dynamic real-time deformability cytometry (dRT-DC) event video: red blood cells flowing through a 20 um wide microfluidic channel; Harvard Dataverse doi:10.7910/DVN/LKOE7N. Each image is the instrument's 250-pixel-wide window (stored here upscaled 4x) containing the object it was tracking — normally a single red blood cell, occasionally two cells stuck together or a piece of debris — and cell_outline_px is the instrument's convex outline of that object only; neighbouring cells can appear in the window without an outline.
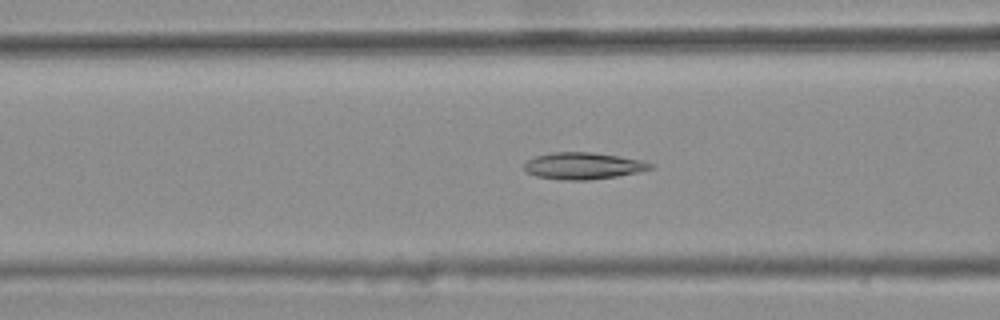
{"species": "common noctule bat (a hibernating species)", "species_latin": "Nyctalus noctula", "temperature_condition": "warm", "stored_images_in_passage": 41, "camera_frame_rate_fps": 3000, "um_per_image_px": 0.085, "animal": {"sex": "female", "body_mass_g": 25.1}, "frame": {"image": 1, "passage_image": 15, "time_ms": 4.667, "image_size_px": [1000, 320], "cell_outline_px": [[656, 168], [616, 176], [588, 180], [560, 180], [536, 176], [524, 172], [524, 164], [528, 160], [536, 156], [552, 152], [592, 152], [620, 156], [640, 160], [656, 164]], "centroid_in_image_um": [49.57, 14.1], "position_along_channel_um": 117.0, "area_um2": 19.83}}
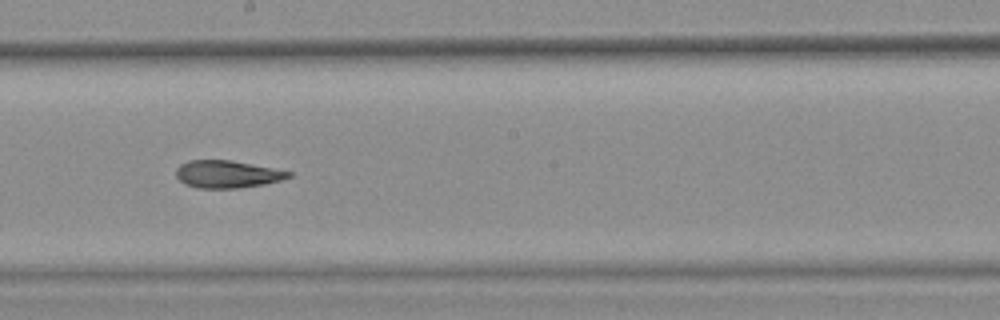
{"frame": {"image": 2, "passage_image": 24, "time_ms": 7.667, "image_size_px": [1000, 320], "cell_outline_px": [[292, 176], [280, 180], [264, 184], [236, 188], [196, 188], [184, 184], [176, 176], [176, 168], [180, 164], [188, 160], [232, 160], [292, 172]], "centroid_in_image_um": [19.27, 14.8], "position_along_channel_um": 228.9, "area_um2": 17.98}}
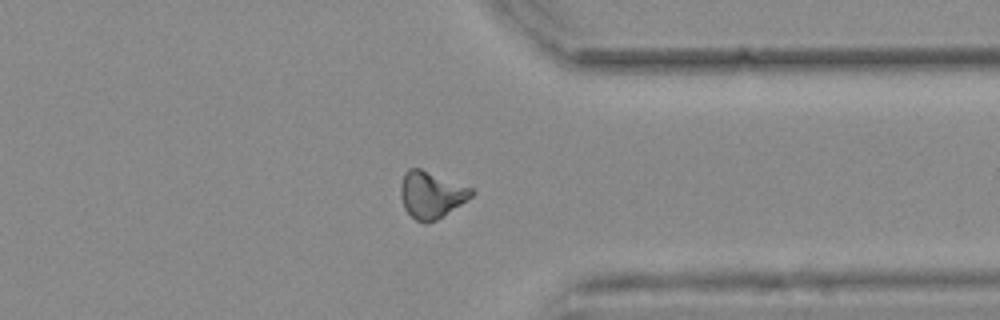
{"frame": {"image": 3, "passage_image": 36, "time_ms": 11.667, "image_size_px": [1000, 320], "cell_outline_px": [[476, 192], [472, 196], [436, 220], [428, 224], [424, 224], [416, 220], [404, 208], [400, 196], [400, 184], [404, 172], [408, 168], [420, 168], [472, 188]], "centroid_in_image_um": [36.62, 16.55], "position_along_channel_um": 374.8, "area_um2": 19.25}, "authors_computed_cell_mechanics": {"area_um2": 18.8428, "velocity_mm_per_s": 3.7389, "shape_relaxation_time_tau1_ms": null, "shape_relaxation_time_tau2_ms": 3.6003, "deformation_change_tau1": null, "deformation_change_tau2": 0.1085}}